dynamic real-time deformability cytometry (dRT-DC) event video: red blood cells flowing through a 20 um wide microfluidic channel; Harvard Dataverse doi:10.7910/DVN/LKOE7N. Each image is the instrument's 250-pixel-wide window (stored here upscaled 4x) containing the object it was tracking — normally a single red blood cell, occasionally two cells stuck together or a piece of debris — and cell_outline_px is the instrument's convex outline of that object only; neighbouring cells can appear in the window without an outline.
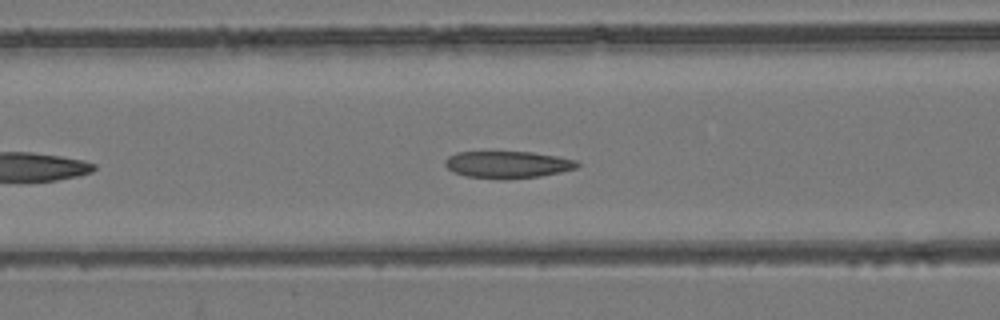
{"species": "common noctule bat (a hibernating species)", "species_latin": "Nyctalus noctula", "temperature_condition": "room temperature", "stored_images_in_passage": 26, "camera_frame_rate_fps": 3000, "um_per_image_px": 0.085, "animal": {"sex": "female", "body_mass_g": 24.6, "forearm_length_mm": 56.2}, "frame": {"image": 1, "passage_image": 9, "time_ms": 2.667, "image_size_px": [1000, 320], "cell_outline_px": [[580, 164], [576, 168], [560, 172], [540, 176], [504, 180], [464, 176], [452, 172], [444, 164], [444, 160], [448, 156], [456, 152], [532, 152], [560, 156], [576, 160]], "centroid_in_image_um": [43.13, 13.99], "position_along_channel_um": 123.5, "area_um2": 21.1}}
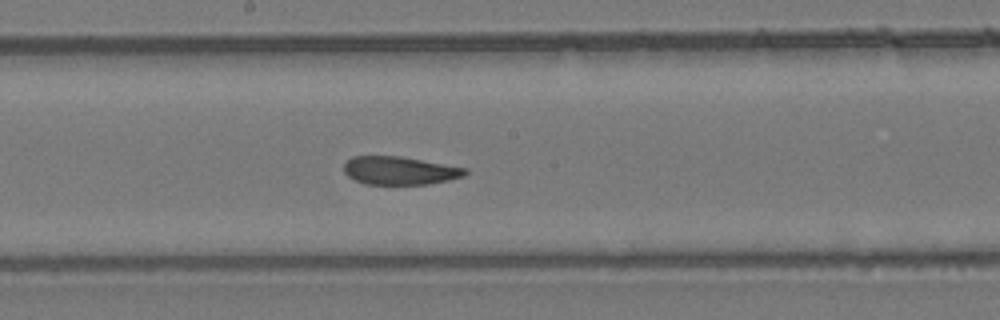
{"frame": {"image": 2, "passage_image": 16, "time_ms": 5.0, "image_size_px": [1000, 320], "cell_outline_px": [[468, 172], [464, 176], [448, 180], [428, 184], [364, 184], [348, 176], [344, 172], [344, 164], [352, 156], [400, 156], [468, 168]], "centroid_in_image_um": [33.98, 14.49], "position_along_channel_um": 214.2, "area_um2": 19.88}}
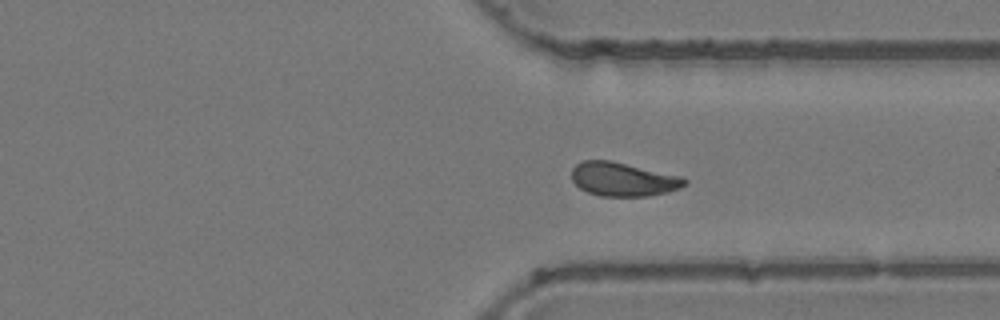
{"frame": {"image": 3, "passage_image": 24, "time_ms": 7.667, "image_size_px": [1000, 320], "cell_outline_px": [[688, 184], [680, 188], [668, 192], [648, 196], [600, 196], [588, 192], [580, 188], [572, 180], [572, 168], [576, 164], [584, 160], [608, 160], [680, 176], [688, 180]], "centroid_in_image_um": [52.96, 15.25], "position_along_channel_um": 358.4, "area_um2": 22.08}}